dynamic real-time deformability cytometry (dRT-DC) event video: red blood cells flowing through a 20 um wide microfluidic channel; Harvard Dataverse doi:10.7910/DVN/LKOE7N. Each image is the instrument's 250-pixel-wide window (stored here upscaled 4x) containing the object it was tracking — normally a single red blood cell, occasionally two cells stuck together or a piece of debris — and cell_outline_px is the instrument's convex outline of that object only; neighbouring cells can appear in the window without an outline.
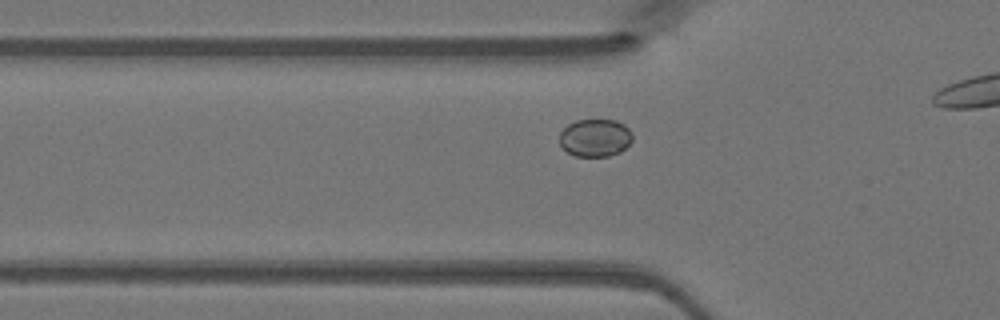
{"species": "Egyptian fruit bat (a non-hibernating species)", "species_latin": "Rousettus aegyptiacus", "temperature_condition": "warm", "stored_images_in_passage": 23, "camera_frame_rate_fps": 3000, "um_per_image_px": 0.085, "animal": {"sex": "female"}, "frame": {"image": 1, "passage_image": 12, "time_ms": 3.667, "image_size_px": [1000, 320], "cell_outline_px": [[632, 140], [620, 152], [608, 156], [576, 156], [568, 152], [560, 144], [560, 132], [568, 124], [576, 120], [616, 120], [624, 124], [632, 132]], "centroid_in_image_um": [50.59, 11.7], "position_along_channel_um": 75.2, "area_um2": 15.95}}
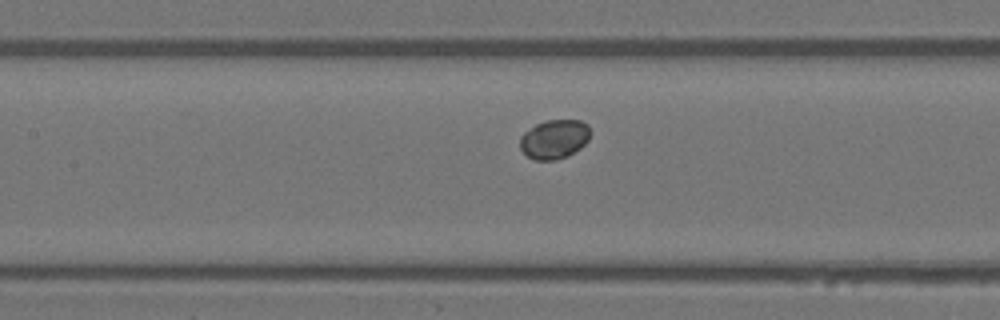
{"frame": {"image": 2, "passage_image": 18, "time_ms": 5.667, "image_size_px": [1000, 320], "cell_outline_px": [[592, 132], [588, 140], [580, 148], [568, 156], [556, 160], [536, 160], [528, 156], [520, 148], [520, 136], [524, 132], [536, 124], [548, 120], [580, 120], [588, 124]], "centroid_in_image_um": [47.14, 11.82], "position_along_channel_um": 160.3, "area_um2": 16.13}}
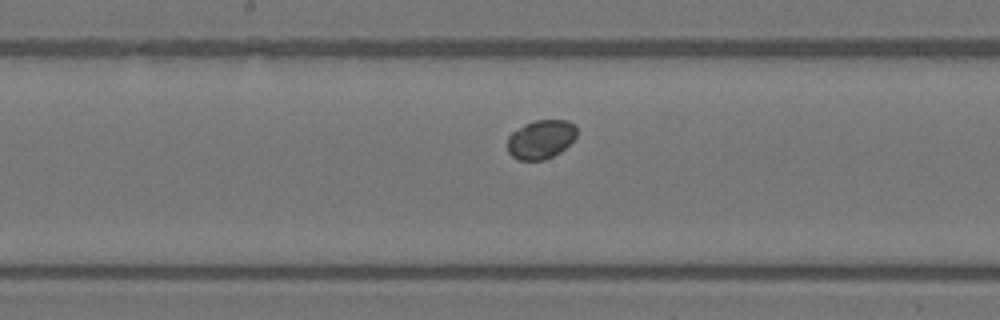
{"frame": {"image": 3, "passage_image": 21, "time_ms": 6.667, "image_size_px": [1000, 320], "cell_outline_px": [[576, 136], [560, 152], [544, 160], [516, 160], [508, 152], [508, 136], [512, 132], [524, 124], [536, 120], [568, 120], [576, 124]], "centroid_in_image_um": [45.96, 11.84], "position_along_channel_um": 202.2, "area_um2": 15.72}}